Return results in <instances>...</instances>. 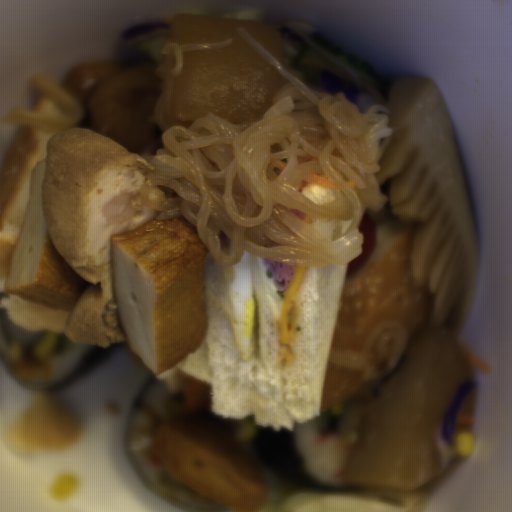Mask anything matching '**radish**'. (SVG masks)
I'll list each match as a JSON object with an SVG mask.
<instances>
[{
	"instance_id": "radish-1",
	"label": "radish",
	"mask_w": 512,
	"mask_h": 512,
	"mask_svg": "<svg viewBox=\"0 0 512 512\" xmlns=\"http://www.w3.org/2000/svg\"><path fill=\"white\" fill-rule=\"evenodd\" d=\"M463 381L476 383L455 328L444 322L421 330L404 365L365 402L360 440L340 479L363 489L408 492L442 474L437 431Z\"/></svg>"
},
{
	"instance_id": "radish-2",
	"label": "radish",
	"mask_w": 512,
	"mask_h": 512,
	"mask_svg": "<svg viewBox=\"0 0 512 512\" xmlns=\"http://www.w3.org/2000/svg\"><path fill=\"white\" fill-rule=\"evenodd\" d=\"M239 28H244L285 70L279 27L257 20L174 14L170 42L193 45L231 38L232 44L183 52L181 74L171 81L172 118L195 122L210 113L245 122L273 107L286 77L238 34Z\"/></svg>"
}]
</instances>
